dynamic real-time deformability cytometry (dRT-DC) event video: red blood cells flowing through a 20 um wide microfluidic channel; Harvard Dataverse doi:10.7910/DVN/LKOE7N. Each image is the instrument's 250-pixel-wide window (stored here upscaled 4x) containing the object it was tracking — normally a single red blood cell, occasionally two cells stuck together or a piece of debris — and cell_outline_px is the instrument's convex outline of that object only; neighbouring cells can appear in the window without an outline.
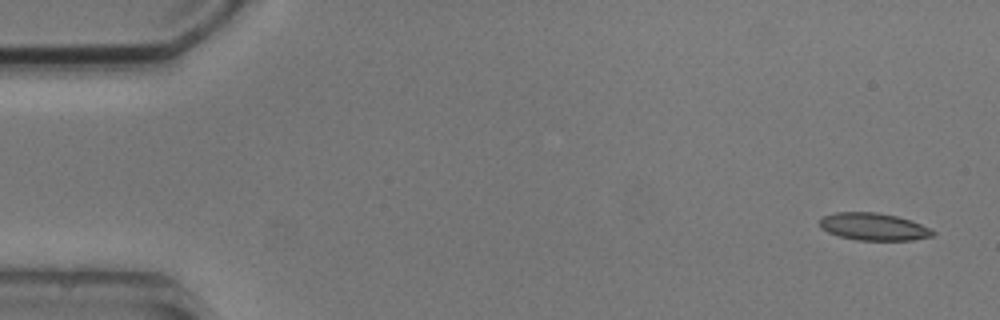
{"species": "common noctule bat (a hibernating species)", "species_latin": "Nyctalus noctula", "temperature_condition": "cold", "stored_images_in_passage": 4, "camera_frame_rate_fps": 3000, "um_per_image_px": 0.085, "animal": {"sex": "male", "body_mass_g": 20.5, "forearm_length_mm": 52.5}, "frame": {"image": 1, "passage_image": 1, "time_ms": 0.0, "image_size_px": [1000, 320], "cell_outline_px": [[936, 232], [932, 236], [912, 240], [856, 240], [840, 236], [828, 232], [820, 228], [820, 220], [824, 216], [836, 212], [876, 212], [896, 216], [912, 220]], "centroid_in_image_um": [74.25, 19.27], "position_along_channel_um": 10.8, "area_um2": 17.92}}
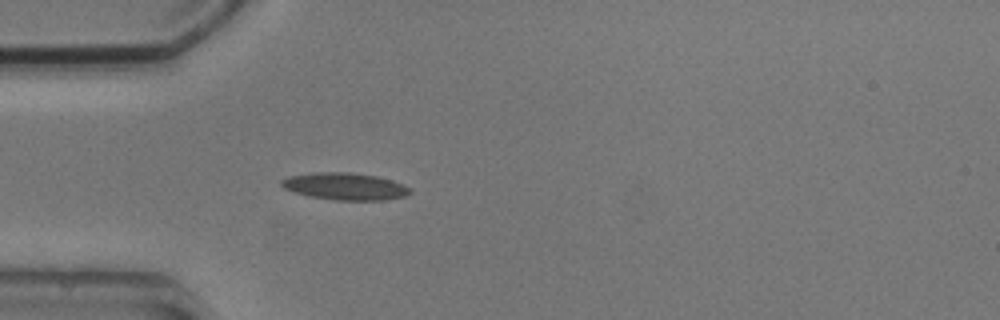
{"frame": {"image": 2, "passage_image": 4, "time_ms": 4.333, "image_size_px": [1000, 320], "cell_outline_px": [[412, 192], [404, 196], [384, 200], [336, 200], [308, 196], [284, 188], [280, 184], [280, 180], [288, 176], [316, 172], [348, 172], [376, 176], [392, 180], [408, 188]], "centroid_in_image_um": [29.28, 15.84], "position_along_channel_um": 55.7, "area_um2": 20.11}}